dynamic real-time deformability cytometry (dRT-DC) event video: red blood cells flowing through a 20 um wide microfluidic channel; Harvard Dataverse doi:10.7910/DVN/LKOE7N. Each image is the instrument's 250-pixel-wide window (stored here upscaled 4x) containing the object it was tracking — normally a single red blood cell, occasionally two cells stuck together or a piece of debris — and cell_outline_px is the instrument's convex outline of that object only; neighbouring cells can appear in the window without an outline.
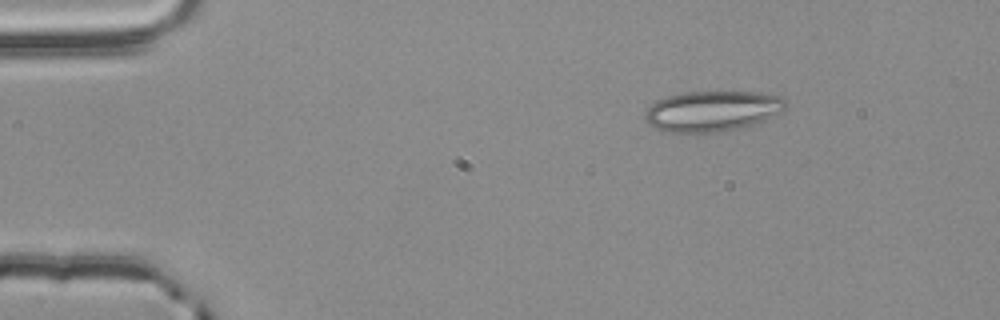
{"species": "common noctule bat (a hibernating species)", "species_latin": "Nyctalus noctula", "temperature_condition": "room temperature", "stored_images_in_passage": 3, "camera_frame_rate_fps": 3000, "um_per_image_px": 0.085, "animal": {"sex": "male", "body_mass_g": 20.4}, "frame": {"image": 1, "passage_image": 3, "time_ms": 0.667, "image_size_px": [1000, 320], "cell_outline_px": [[784, 108], [780, 112], [764, 120], [744, 128], [712, 132], [668, 132], [652, 128], [644, 120], [644, 116], [648, 108], [656, 100], [668, 96], [684, 92], [760, 92], [780, 96], [784, 100]], "centroid_in_image_um": [60.5, 9.45], "position_along_channel_um": 24.5, "area_um2": 33.18}}